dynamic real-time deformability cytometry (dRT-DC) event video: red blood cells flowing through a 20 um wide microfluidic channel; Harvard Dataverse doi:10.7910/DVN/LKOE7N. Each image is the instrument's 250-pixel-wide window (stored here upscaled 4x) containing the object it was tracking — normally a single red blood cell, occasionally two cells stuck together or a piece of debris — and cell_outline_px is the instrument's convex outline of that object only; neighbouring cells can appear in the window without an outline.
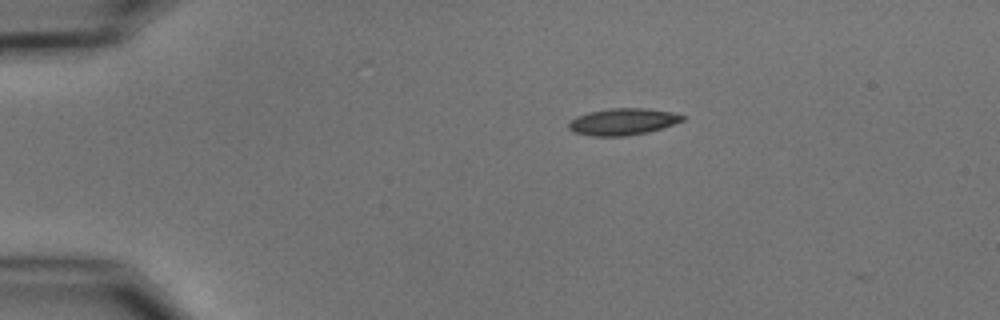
{"species": "common noctule bat (a hibernating species)", "species_latin": "Nyctalus noctula", "temperature_condition": "cold", "stored_images_in_passage": 3, "camera_frame_rate_fps": 3000, "um_per_image_px": 0.085, "animal": {"sex": "male", "body_mass_g": 15.6}, "frame": {"image": 1, "passage_image": 1, "time_ms": 0.0, "image_size_px": [1000, 320], "cell_outline_px": [[684, 120], [660, 128], [628, 136], [592, 136], [572, 132], [568, 128], [568, 124], [576, 116], [588, 112], [612, 108], [644, 108], [672, 112], [684, 116]], "centroid_in_image_um": [52.88, 10.34], "position_along_channel_um": 32.1, "area_um2": 17.51}}
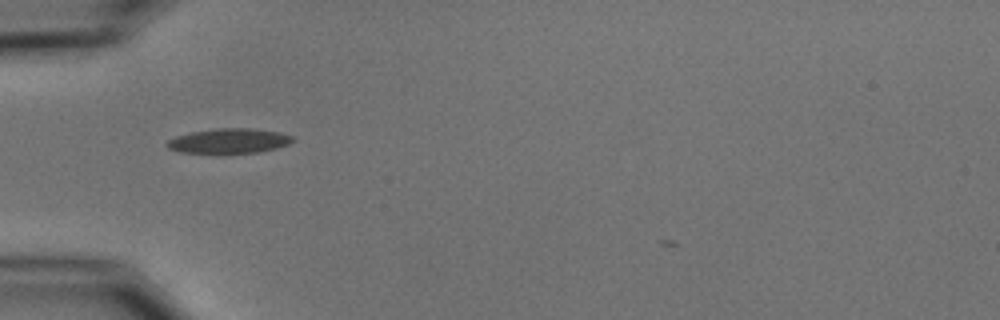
{"frame": {"image": 2, "passage_image": 3, "time_ms": 2.333, "image_size_px": [1000, 320], "cell_outline_px": [[292, 140], [288, 144], [276, 148], [256, 152], [216, 156], [180, 152], [168, 148], [164, 144], [168, 140], [176, 136], [192, 132], [216, 128], [252, 128], [276, 132], [292, 136]], "centroid_in_image_um": [19.36, 12.02], "position_along_channel_um": 65.6, "area_um2": 18.79}}